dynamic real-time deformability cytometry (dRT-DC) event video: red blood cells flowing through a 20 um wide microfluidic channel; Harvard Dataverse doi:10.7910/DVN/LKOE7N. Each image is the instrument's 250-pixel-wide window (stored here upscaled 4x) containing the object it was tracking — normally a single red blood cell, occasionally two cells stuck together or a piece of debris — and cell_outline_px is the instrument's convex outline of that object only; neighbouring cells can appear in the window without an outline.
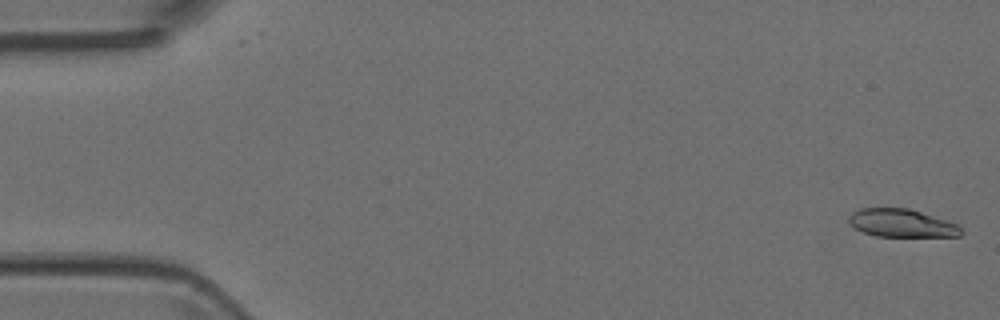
{"species": "Egyptian fruit bat (a non-hibernating species)", "species_latin": "Rousettus aegyptiacus", "temperature_condition": "room temperature", "stored_images_in_passage": 4, "camera_frame_rate_fps": 3000, "um_per_image_px": 0.085, "animal": {"sex": "female"}, "frame": {"image": 1, "passage_image": 1, "time_ms": 0.0, "image_size_px": [1000, 320], "cell_outline_px": [[964, 232], [960, 236], [876, 236], [864, 232], [856, 228], [848, 220], [848, 216], [852, 212], [860, 208], [908, 208], [956, 224]], "centroid_in_image_um": [76.61, 18.96], "position_along_channel_um": 8.4, "area_um2": 17.98}}
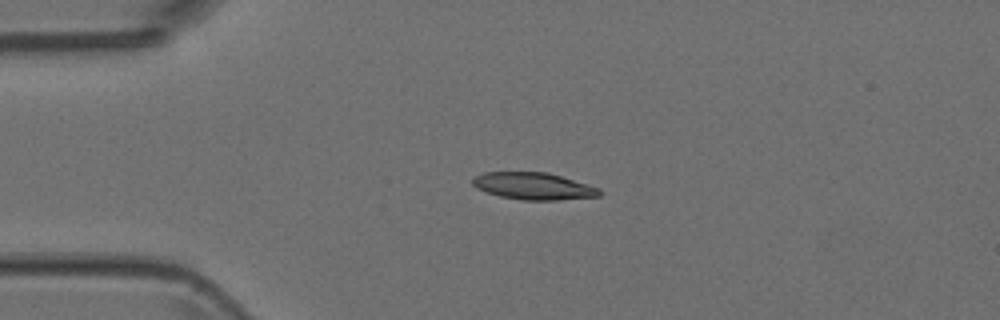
{"frame": {"image": 2, "passage_image": 4, "time_ms": 1.0, "image_size_px": [1000, 320], "cell_outline_px": [[604, 192], [600, 196], [556, 200], [524, 200], [500, 196], [476, 188], [472, 184], [472, 180], [476, 176], [484, 172], [548, 172], [588, 184], [600, 188]], "centroid_in_image_um": [45.39, 15.81], "position_along_channel_um": 39.6, "area_um2": 20.0}}